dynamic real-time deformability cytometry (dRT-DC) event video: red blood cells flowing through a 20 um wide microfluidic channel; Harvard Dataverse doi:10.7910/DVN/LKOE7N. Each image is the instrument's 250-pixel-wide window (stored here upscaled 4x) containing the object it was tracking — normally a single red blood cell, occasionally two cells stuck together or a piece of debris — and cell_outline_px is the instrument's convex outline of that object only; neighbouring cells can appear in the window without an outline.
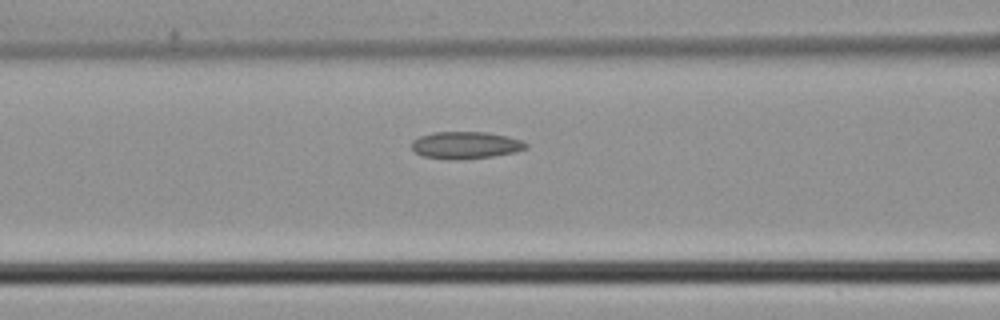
{"species": "common noctule bat (a hibernating species)", "species_latin": "Nyctalus noctula", "temperature_condition": "cold", "stored_images_in_passage": 15, "camera_frame_rate_fps": 3000, "um_per_image_px": 0.085, "animal": {"sex": "male", "body_mass_g": 21.5, "forearm_length_mm": 52.0}, "frame": {"image": 1, "passage_image": 11, "time_ms": 3.333, "image_size_px": [1000, 320], "cell_outline_px": [[528, 148], [516, 152], [492, 156], [424, 156], [416, 152], [412, 148], [412, 140], [420, 136], [432, 132], [488, 132], [508, 136], [524, 140], [528, 144]], "centroid_in_image_um": [39.67, 12.27], "position_along_channel_um": 126.9, "area_um2": 17.17}}
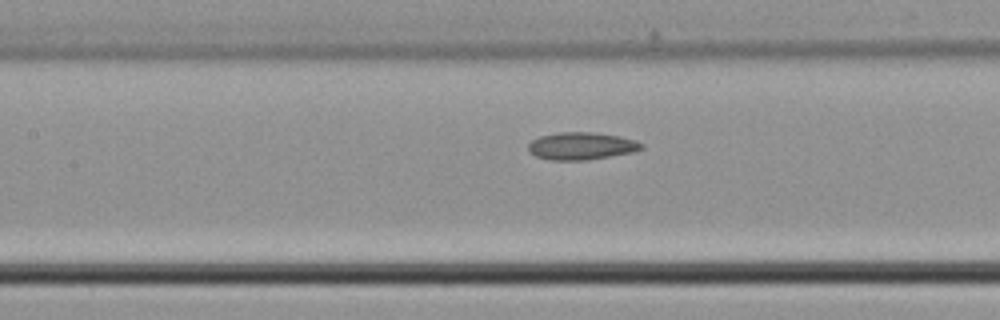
{"frame": {"image": 2, "passage_image": 13, "time_ms": 4.0, "image_size_px": [1000, 320], "cell_outline_px": [[644, 148], [632, 152], [588, 160], [548, 160], [536, 156], [528, 148], [528, 144], [532, 140], [540, 136], [560, 132], [592, 132], [620, 136], [636, 140], [644, 144]], "centroid_in_image_um": [49.44, 12.41], "position_along_channel_um": 158.0, "area_um2": 18.09}}